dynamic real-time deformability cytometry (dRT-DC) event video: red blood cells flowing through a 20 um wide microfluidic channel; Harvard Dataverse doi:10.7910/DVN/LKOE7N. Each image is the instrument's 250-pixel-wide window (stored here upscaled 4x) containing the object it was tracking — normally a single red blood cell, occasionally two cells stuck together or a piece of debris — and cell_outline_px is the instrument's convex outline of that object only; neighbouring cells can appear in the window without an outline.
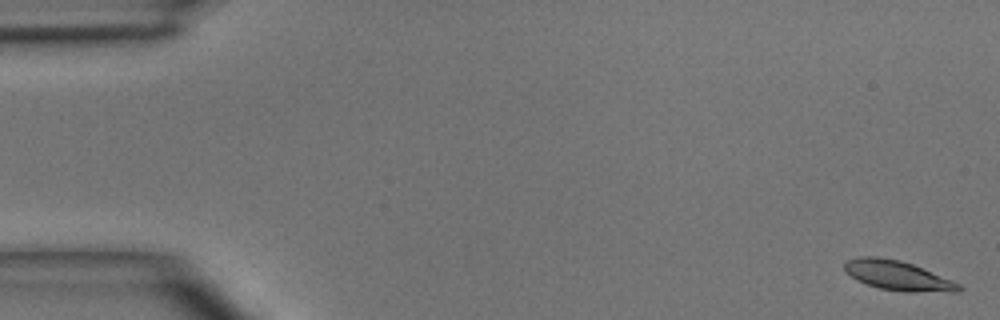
{"species": "common noctule bat (a hibernating species)", "species_latin": "Nyctalus noctula", "temperature_condition": "room temperature", "stored_images_in_passage": 6, "camera_frame_rate_fps": 3000, "um_per_image_px": 0.085, "animal": {"sex": "male", "body_mass_g": 15.6}, "frame": {"image": 1, "passage_image": 1, "time_ms": 0.0, "image_size_px": [1000, 320], "cell_outline_px": [[964, 288], [960, 292], [904, 292], [880, 288], [856, 280], [844, 268], [844, 260], [856, 256], [876, 256], [900, 260], [912, 264], [952, 280], [960, 284]], "centroid_in_image_um": [76.32, 23.42], "position_along_channel_um": 8.7, "area_um2": 19.83}}
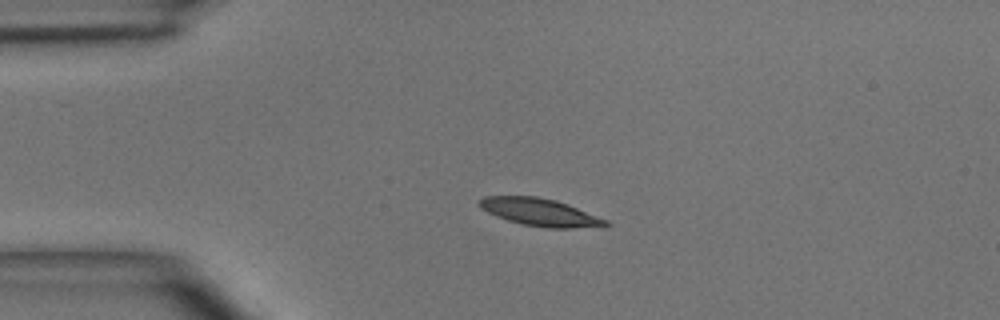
{"frame": {"image": 2, "passage_image": 4, "time_ms": 3.333, "image_size_px": [1000, 320], "cell_outline_px": [[612, 224], [572, 228], [548, 228], [524, 224], [508, 220], [496, 216], [480, 208], [476, 204], [476, 200], [484, 196], [536, 196], [556, 200], [608, 220]], "centroid_in_image_um": [45.82, 18.02], "position_along_channel_um": 39.2, "area_um2": 20.06}}
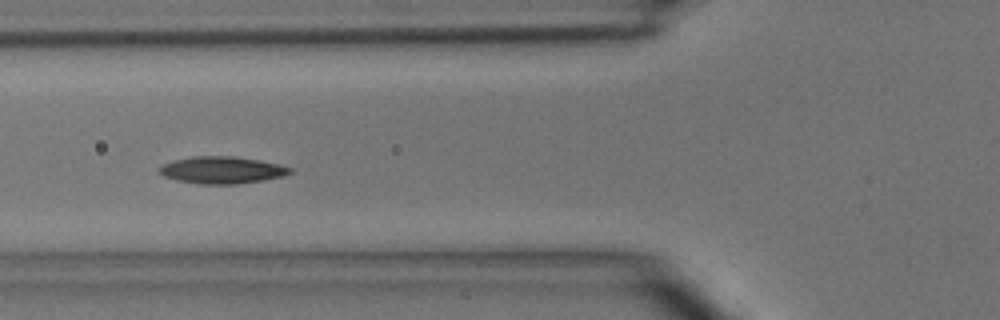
{"frame": {"image": 3, "passage_image": 6, "time_ms": 5.667, "image_size_px": [1000, 320], "cell_outline_px": [[292, 172], [284, 176], [236, 184], [200, 184], [176, 180], [164, 176], [156, 172], [164, 164], [172, 160], [192, 156], [236, 156], [260, 160], [280, 164], [292, 168]], "centroid_in_image_um": [18.85, 14.44], "position_along_channel_um": 106.9, "area_um2": 20.69}}